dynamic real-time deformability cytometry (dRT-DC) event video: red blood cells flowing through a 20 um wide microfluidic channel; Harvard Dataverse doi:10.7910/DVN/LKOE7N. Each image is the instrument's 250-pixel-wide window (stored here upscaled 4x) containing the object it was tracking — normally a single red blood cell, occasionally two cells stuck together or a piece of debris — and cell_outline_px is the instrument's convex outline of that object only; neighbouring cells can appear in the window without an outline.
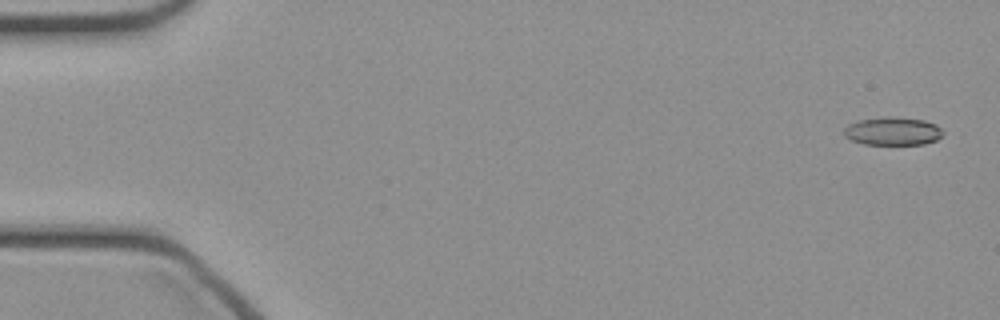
{"species": "common noctule bat (a hibernating species)", "species_latin": "Nyctalus noctula", "temperature_condition": "cold", "stored_images_in_passage": 48, "camera_frame_rate_fps": 3000, "um_per_image_px": 0.085, "animal": {"sex": "female", "body_mass_g": 21.9}, "frame": {"image": 1, "passage_image": 2, "time_ms": 0.333, "image_size_px": [1000, 320], "cell_outline_px": [[944, 132], [936, 140], [924, 144], [864, 144], [852, 140], [844, 136], [844, 128], [848, 124], [860, 120], [892, 116], [924, 120], [936, 124]], "centroid_in_image_um": [75.89, 11.15], "position_along_channel_um": 9.1, "area_um2": 16.13}}
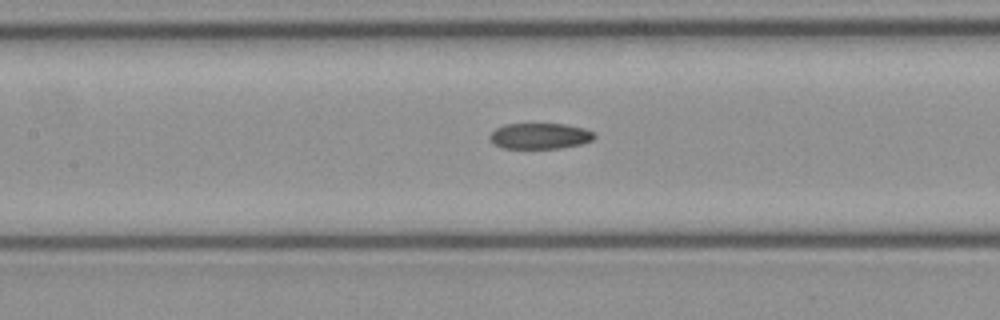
{"frame": {"image": 2, "passage_image": 22, "time_ms": 7.0, "image_size_px": [1000, 320], "cell_outline_px": [[596, 136], [592, 140], [580, 144], [560, 148], [504, 148], [488, 140], [488, 136], [496, 128], [504, 124], [564, 124], [584, 128], [596, 132]], "centroid_in_image_um": [45.9, 11.55], "position_along_channel_um": 161.5, "area_um2": 15.78}}
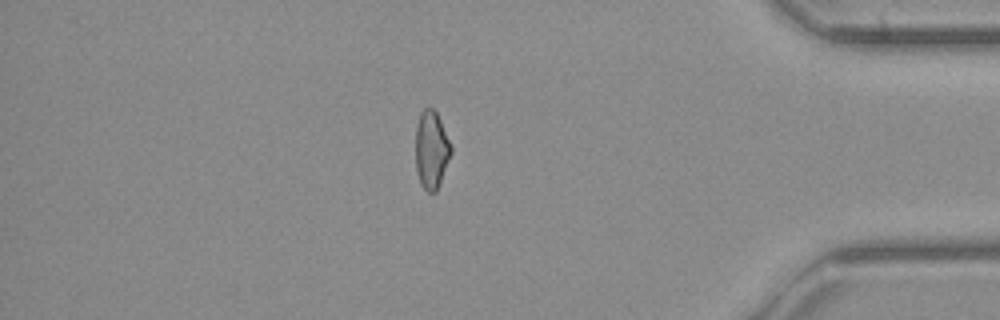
{"frame": {"image": 3, "passage_image": 41, "time_ms": 13.333, "image_size_px": [1000, 320], "cell_outline_px": [[452, 152], [436, 192], [428, 192], [420, 184], [416, 168], [416, 124], [420, 112], [424, 108], [432, 108], [436, 112], [452, 144]], "centroid_in_image_um": [36.67, 12.72], "position_along_channel_um": 398.5, "area_um2": 16.13}}